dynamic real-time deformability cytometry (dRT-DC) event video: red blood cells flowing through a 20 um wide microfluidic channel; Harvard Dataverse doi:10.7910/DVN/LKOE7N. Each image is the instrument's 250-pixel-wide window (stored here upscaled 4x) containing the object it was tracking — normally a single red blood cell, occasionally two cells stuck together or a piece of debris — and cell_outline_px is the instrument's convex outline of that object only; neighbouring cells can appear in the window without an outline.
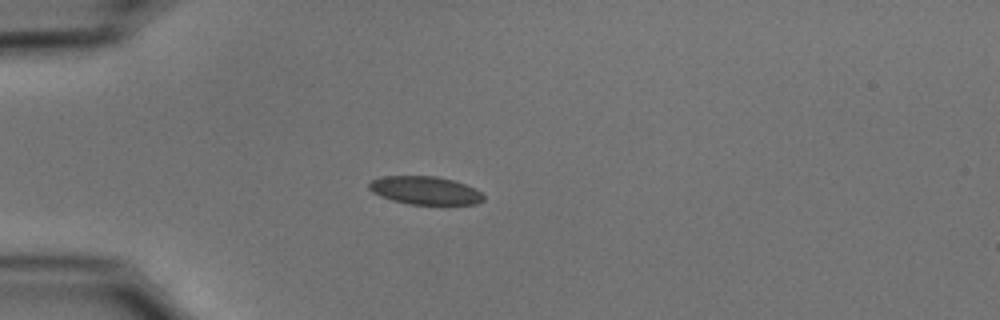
{"species": "common noctule bat (a hibernating species)", "species_latin": "Nyctalus noctula", "temperature_condition": "cold", "stored_images_in_passage": 27, "camera_frame_rate_fps": 3000, "um_per_image_px": 0.085, "animal": {"sex": "male", "body_mass_g": 15.6}, "frame": {"image": 1, "passage_image": 1, "time_ms": 0.0, "image_size_px": [1000, 320], "cell_outline_px": [[484, 200], [476, 204], [408, 204], [392, 200], [380, 196], [372, 192], [368, 188], [368, 184], [372, 180], [384, 176], [436, 176], [452, 180], [464, 184], [480, 192], [484, 196]], "centroid_in_image_um": [36.1, 16.19], "position_along_channel_um": 48.9, "area_um2": 18.61}}
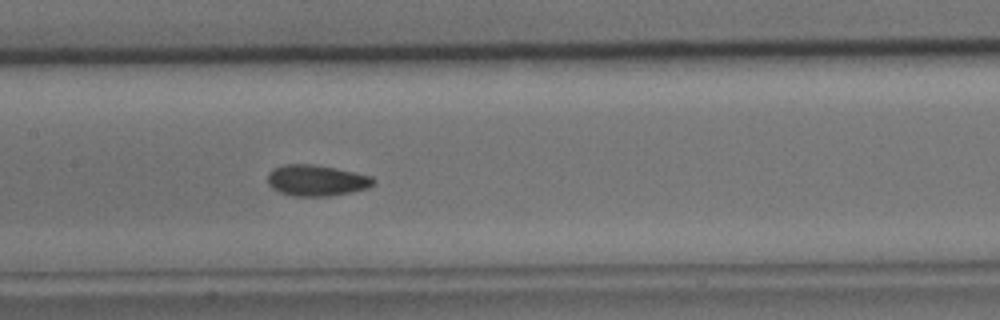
{"frame": {"image": 2, "passage_image": 13, "time_ms": 4.0, "image_size_px": [1000, 320], "cell_outline_px": [[376, 180], [368, 188], [352, 192], [328, 196], [292, 196], [280, 192], [272, 188], [268, 184], [268, 172], [272, 168], [284, 164], [316, 164], [336, 168], [372, 176]], "centroid_in_image_um": [26.88, 15.33], "position_along_channel_um": 180.5, "area_um2": 19.31}}
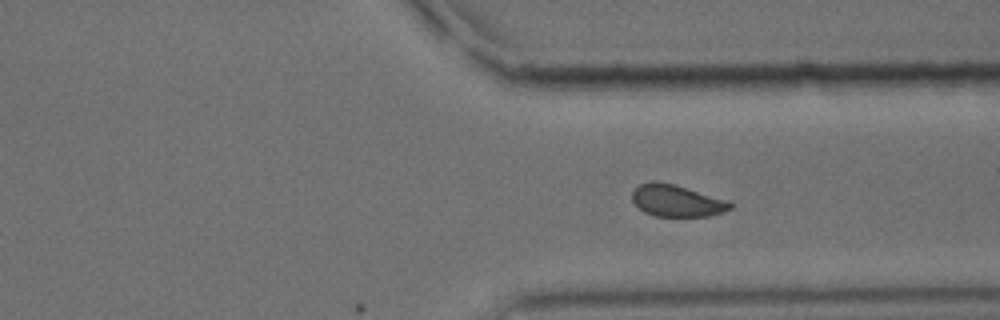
{"frame": {"image": 3, "passage_image": 27, "time_ms": 8.667, "image_size_px": [1000, 320], "cell_outline_px": [[732, 208], [724, 212], [708, 216], [656, 216], [644, 212], [632, 200], [632, 192], [640, 184], [652, 180], [656, 180], [672, 184], [728, 200], [732, 204]], "centroid_in_image_um": [57.52, 17.06], "position_along_channel_um": 353.9, "area_um2": 18.03}}